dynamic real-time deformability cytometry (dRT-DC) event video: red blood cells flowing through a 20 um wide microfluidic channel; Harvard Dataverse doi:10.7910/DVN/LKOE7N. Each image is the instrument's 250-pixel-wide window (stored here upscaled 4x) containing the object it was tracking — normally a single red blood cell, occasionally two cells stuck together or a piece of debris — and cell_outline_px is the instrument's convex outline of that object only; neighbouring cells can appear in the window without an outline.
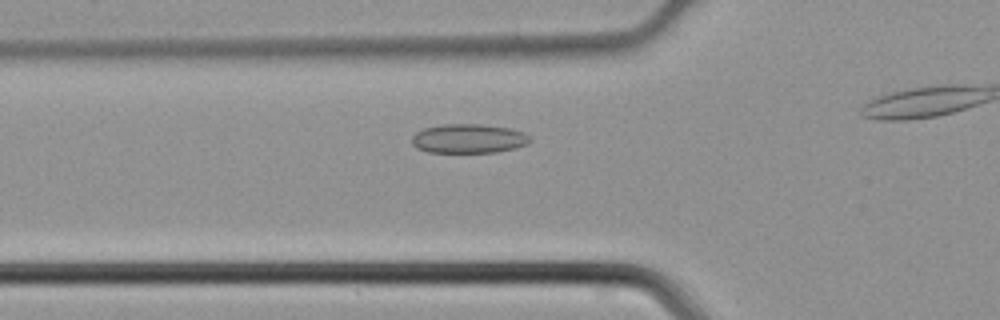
{"species": "common noctule bat (a hibernating species)", "species_latin": "Nyctalus noctula", "temperature_condition": "cold", "stored_images_in_passage": 14, "camera_frame_rate_fps": 3000, "um_per_image_px": 0.085, "animal": {"sex": "male", "body_mass_g": 21.5, "forearm_length_mm": 52.0}, "frame": {"image": 1, "passage_image": 7, "time_ms": 2.0, "image_size_px": [1000, 320], "cell_outline_px": [[532, 140], [528, 144], [516, 148], [496, 152], [428, 152], [416, 148], [412, 144], [412, 136], [416, 132], [424, 128], [444, 124], [480, 124], [512, 128], [524, 132], [532, 136]], "centroid_in_image_um": [39.88, 11.77], "position_along_channel_um": 85.9, "area_um2": 20.35}}
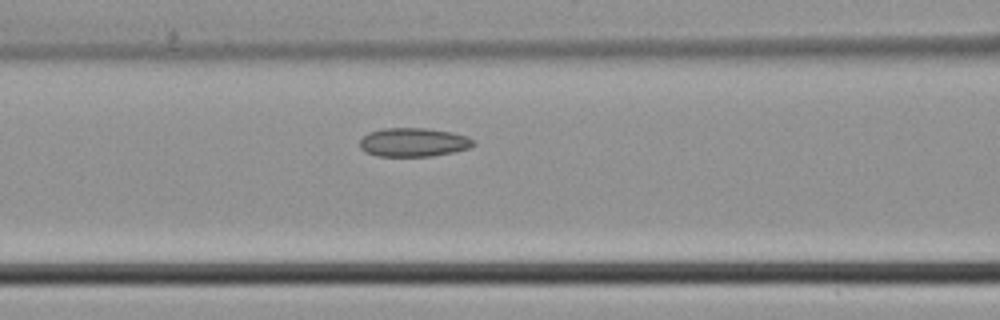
{"frame": {"image": 2, "passage_image": 10, "time_ms": 3.0, "image_size_px": [1000, 320], "cell_outline_px": [[476, 144], [472, 148], [432, 156], [376, 156], [364, 152], [360, 148], [360, 140], [368, 132], [384, 128], [428, 128], [452, 132], [468, 136], [476, 140]], "centroid_in_image_um": [35.18, 12.09], "position_along_channel_um": 131.4, "area_um2": 19.36}}
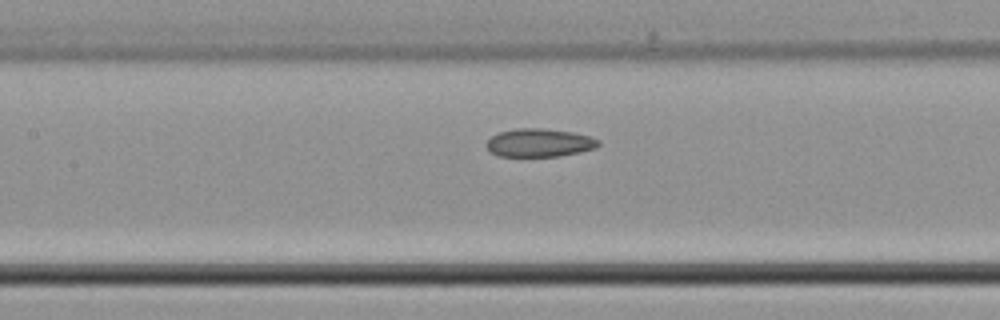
{"frame": {"image": 3, "passage_image": 12, "time_ms": 3.667, "image_size_px": [1000, 320], "cell_outline_px": [[600, 144], [596, 148], [580, 152], [560, 156], [496, 156], [488, 152], [484, 144], [492, 136], [500, 132], [516, 128], [544, 128], [572, 132], [588, 136], [600, 140]], "centroid_in_image_um": [45.81, 12.14], "position_along_channel_um": 161.6, "area_um2": 18.61}}